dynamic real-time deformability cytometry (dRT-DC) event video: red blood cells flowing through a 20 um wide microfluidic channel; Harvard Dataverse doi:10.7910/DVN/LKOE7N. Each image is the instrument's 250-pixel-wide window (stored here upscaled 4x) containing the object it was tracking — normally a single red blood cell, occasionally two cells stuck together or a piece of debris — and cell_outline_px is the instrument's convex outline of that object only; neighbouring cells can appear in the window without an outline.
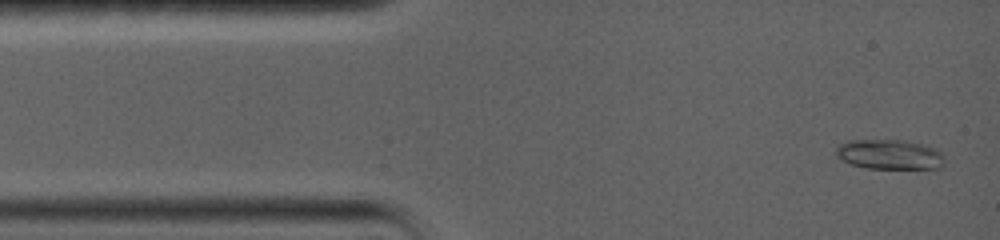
{"species": "common noctule bat (a hibernating species)", "species_latin": "Nyctalus noctula", "temperature_condition": "warm", "stored_images_in_passage": 95, "camera_frame_rate_fps": 5000, "um_per_image_px": 0.085, "animal": {"sex": "female", "body_mass_g": 19.0, "forearm_length_mm": 56.7}, "frame": {"image": 1, "passage_image": 3, "time_ms": 0.4, "image_size_px": [1000, 240], "cell_outline_px": [[944, 164], [940, 168], [868, 168], [852, 164], [836, 156], [836, 148], [840, 144], [848, 140], [904, 140], [936, 148], [944, 156]], "centroid_in_image_um": [75.63, 13.12], "position_along_channel_um": 9.4, "area_um2": 18.73}}
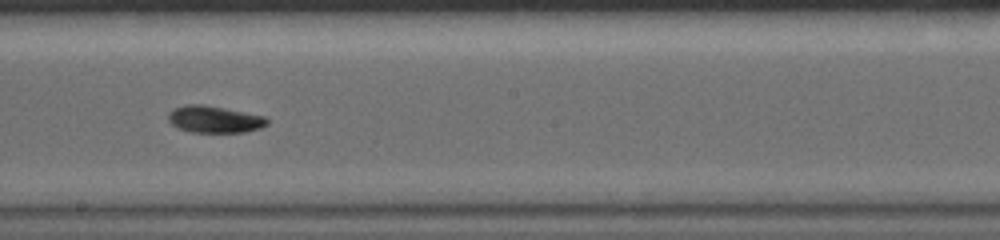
{"frame": {"image": 2, "passage_image": 46, "time_ms": 8.4, "image_size_px": [1000, 240], "cell_outline_px": [[268, 124], [260, 128], [244, 132], [192, 132], [176, 128], [168, 120], [168, 112], [172, 108], [188, 104], [204, 104], [264, 116], [268, 120]], "centroid_in_image_um": [18.18, 10.14], "position_along_channel_um": 230.0, "area_um2": 15.55}}
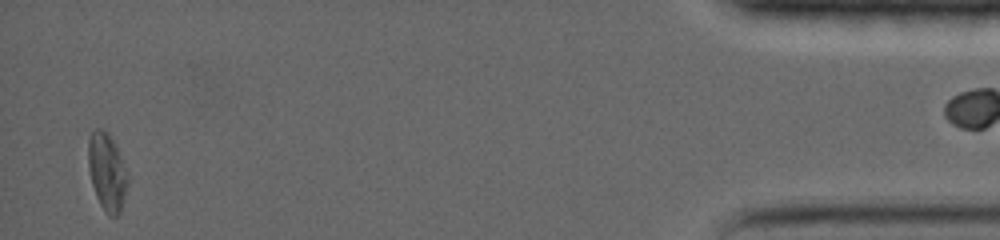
{"frame": {"image": 3, "passage_image": 89, "time_ms": 17.0, "image_size_px": [1000, 240], "cell_outline_px": [[128, 184], [120, 212], [116, 216], [108, 216], [104, 212], [96, 196], [92, 184], [88, 168], [88, 136], [96, 128], [100, 128], [108, 132], [116, 144], [128, 176]], "centroid_in_image_um": [9.08, 14.6], "position_along_channel_um": 426.1, "area_um2": 17.98}, "authors_computed_cell_mechanics": {"area_um2": 16.0106, "velocity_mm_per_s": 3.6093, "shape_relaxation_time_tau1_ms": 4.534, "shape_relaxation_time_tau2_ms": 3.8492, "deformation_change_tau1": 0.1692, "deformation_change_tau2": 0.0724}}